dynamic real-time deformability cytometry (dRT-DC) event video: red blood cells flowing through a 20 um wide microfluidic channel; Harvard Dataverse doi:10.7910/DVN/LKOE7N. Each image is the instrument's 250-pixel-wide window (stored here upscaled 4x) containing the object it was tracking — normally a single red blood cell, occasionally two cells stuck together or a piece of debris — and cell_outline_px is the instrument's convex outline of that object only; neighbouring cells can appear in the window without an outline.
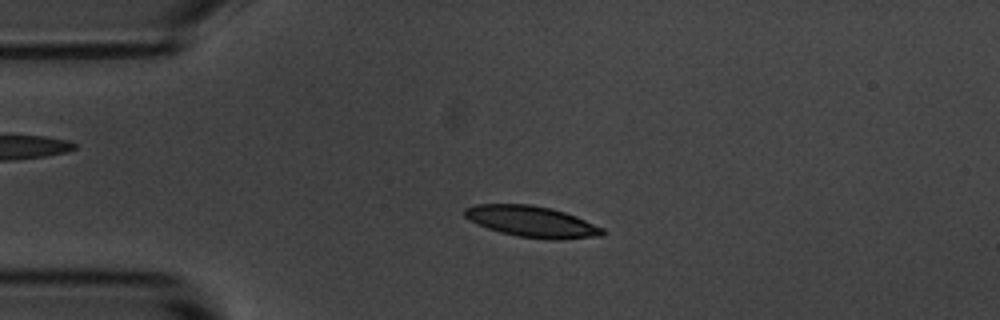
{"species": "common noctule bat (a hibernating species)", "species_latin": "Nyctalus noctula", "temperature_condition": "room temperature", "stored_images_in_passage": 4, "camera_frame_rate_fps": 3000, "um_per_image_px": 0.085, "animal": {"sex": "male", "body_mass_g": 20.1, "forearm_length_mm": 53.5}, "frame": {"image": 1, "passage_image": 2, "time_ms": 1.333, "image_size_px": [1000, 320], "cell_outline_px": [[604, 236], [564, 240], [552, 240], [516, 236], [500, 232], [476, 224], [468, 220], [464, 216], [464, 208], [476, 204], [532, 204], [552, 208], [576, 216], [604, 228]], "centroid_in_image_um": [45.22, 18.84], "position_along_channel_um": 39.8, "area_um2": 25.37}}